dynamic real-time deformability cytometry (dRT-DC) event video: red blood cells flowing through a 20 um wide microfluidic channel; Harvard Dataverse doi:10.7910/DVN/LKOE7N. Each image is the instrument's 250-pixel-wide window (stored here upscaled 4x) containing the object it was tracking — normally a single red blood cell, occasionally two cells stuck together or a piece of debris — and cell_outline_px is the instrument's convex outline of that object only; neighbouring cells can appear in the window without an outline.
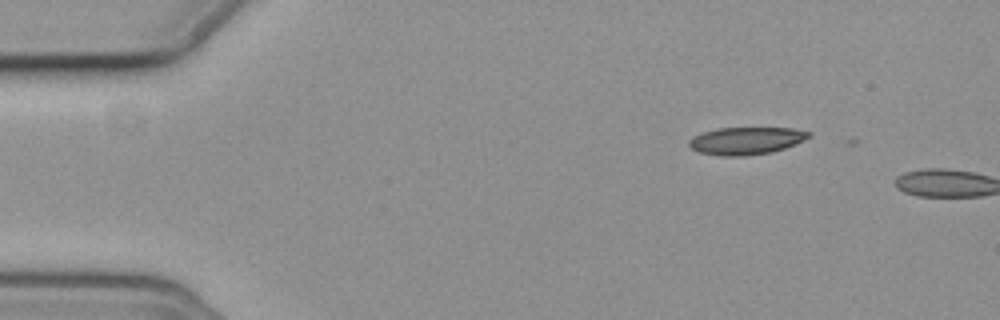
{"species": "common noctule bat (a hibernating species)", "species_latin": "Nyctalus noctula", "temperature_condition": "cold", "stored_images_in_passage": 3, "camera_frame_rate_fps": 3000, "um_per_image_px": 0.085, "animal": {"sex": "female", "body_mass_g": 19.3, "forearm_length_mm": 54.1}, "frame": {"image": 1, "passage_image": 1, "time_ms": 0.0, "image_size_px": [1000, 320], "cell_outline_px": [[812, 136], [804, 140], [784, 148], [772, 152], [744, 156], [720, 156], [700, 152], [692, 148], [688, 144], [688, 140], [692, 136], [716, 128], [792, 128], [812, 132]], "centroid_in_image_um": [63.42, 11.96], "position_along_channel_um": 21.6, "area_um2": 19.19}}